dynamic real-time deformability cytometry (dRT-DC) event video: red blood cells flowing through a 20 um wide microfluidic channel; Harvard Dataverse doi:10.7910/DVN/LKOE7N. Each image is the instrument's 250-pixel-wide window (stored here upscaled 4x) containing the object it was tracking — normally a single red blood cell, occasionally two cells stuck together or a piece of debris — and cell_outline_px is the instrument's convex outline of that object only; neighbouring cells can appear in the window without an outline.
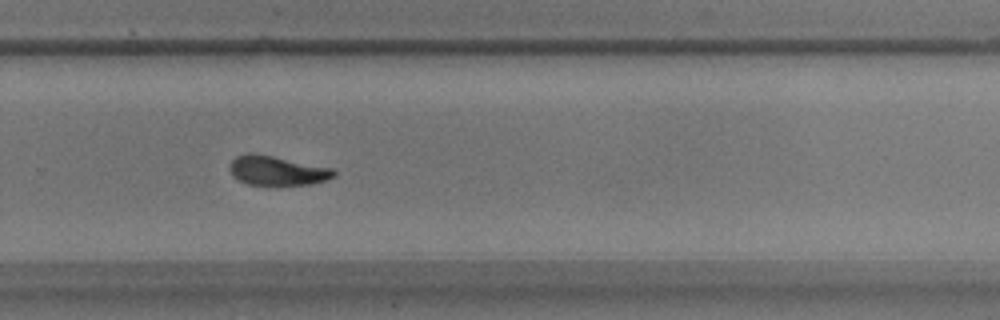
{"species": "common noctule bat (a hibernating species)", "species_latin": "Nyctalus noctula", "temperature_condition": "warm", "stored_images_in_passage": 48, "camera_frame_rate_fps": 3000, "um_per_image_px": 0.085, "animal": {"sex": "male", "body_mass_g": 17.9}, "frame": {"image": 1, "passage_image": 35, "time_ms": 11.333, "image_size_px": [1000, 320], "cell_outline_px": [[336, 176], [328, 180], [308, 184], [248, 184], [232, 176], [228, 168], [232, 160], [236, 156], [272, 156], [332, 168], [336, 172]], "centroid_in_image_um": [23.6, 14.53], "position_along_channel_um": 306.2, "area_um2": 17.11}, "authors_computed_cell_mechanics": {"area_um2": 18.0914, "velocity_mm_per_s": 3.5217, "shape_relaxation_time_tau1_ms": 4.3733, "shape_relaxation_time_tau2_ms": 4.6199, "deformation_change_tau1": 0.1484, "deformation_change_tau2": 0.0931}}